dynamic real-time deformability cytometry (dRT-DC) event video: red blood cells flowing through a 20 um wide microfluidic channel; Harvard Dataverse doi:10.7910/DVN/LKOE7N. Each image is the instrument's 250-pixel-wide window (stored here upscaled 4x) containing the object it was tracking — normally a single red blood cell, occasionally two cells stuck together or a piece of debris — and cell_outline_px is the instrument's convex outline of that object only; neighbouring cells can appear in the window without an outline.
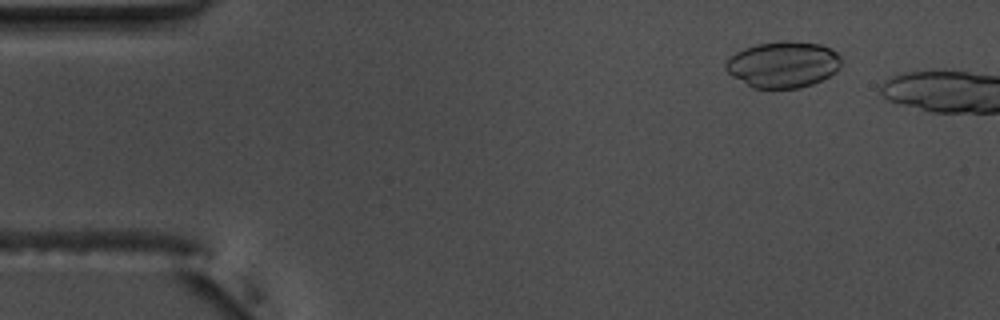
{"species": "common noctule bat (a hibernating species)", "species_latin": "Nyctalus noctula", "temperature_condition": "warm", "stored_images_in_passage": 10, "camera_frame_rate_fps": 3000, "um_per_image_px": 0.085, "animal": {"sex": "male", "body_mass_g": 17.5, "forearm_length_mm": 52.3}, "frame": {"image": 1, "passage_image": 6, "time_ms": 1.667, "image_size_px": [1000, 320], "cell_outline_px": [[840, 68], [836, 72], [812, 84], [800, 88], [752, 88], [732, 76], [724, 68], [724, 64], [736, 52], [744, 48], [756, 44], [784, 40], [820, 44], [836, 52], [840, 56]], "centroid_in_image_um": [66.55, 5.48], "position_along_channel_um": 18.5, "area_um2": 31.1}}